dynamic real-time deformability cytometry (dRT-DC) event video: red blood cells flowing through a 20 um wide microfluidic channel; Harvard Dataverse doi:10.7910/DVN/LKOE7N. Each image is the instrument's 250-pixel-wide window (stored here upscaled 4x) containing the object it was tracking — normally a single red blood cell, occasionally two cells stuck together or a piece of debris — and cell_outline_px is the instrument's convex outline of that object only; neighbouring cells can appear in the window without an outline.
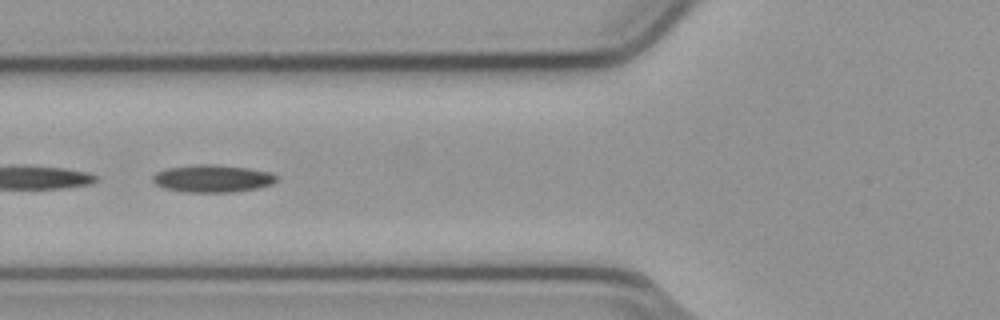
{"species": "common noctule bat (a hibernating species)", "species_latin": "Nyctalus noctula", "temperature_condition": "cold", "stored_images_in_passage": 48, "camera_frame_rate_fps": 3000, "um_per_image_px": 0.085, "animal": {"sex": "male", "body_mass_g": 23.1, "forearm_length_mm": 52.7}, "frame": {"image": 1, "passage_image": 16, "time_ms": 5.0, "image_size_px": [1000, 320], "cell_outline_px": [[276, 180], [272, 184], [256, 188], [232, 192], [184, 192], [164, 188], [156, 184], [152, 180], [152, 176], [156, 172], [168, 168], [192, 164], [212, 164], [248, 168], [268, 172], [276, 176]], "centroid_in_image_um": [18.01, 15.17], "position_along_channel_um": 107.8, "area_um2": 19.71}}
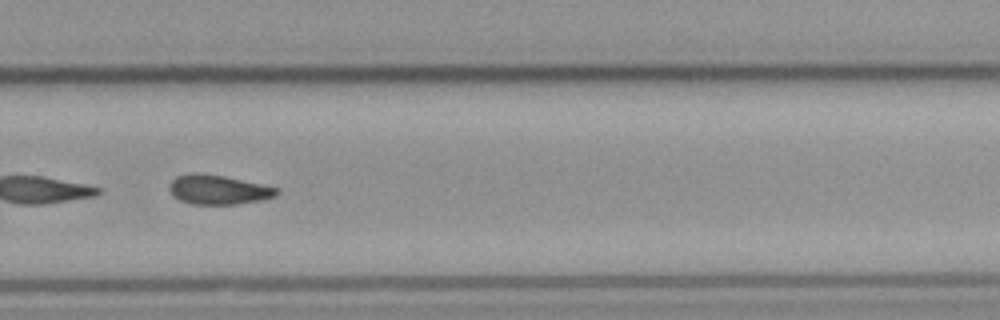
{"frame": {"image": 2, "passage_image": 32, "time_ms": 10.333, "image_size_px": [1000, 320], "cell_outline_px": [[280, 192], [276, 196], [264, 200], [236, 204], [188, 204], [172, 196], [168, 188], [168, 184], [176, 176], [192, 172], [200, 172], [224, 176], [280, 188]], "centroid_in_image_um": [18.54, 16.12], "position_along_channel_um": 311.3, "area_um2": 18.79}}